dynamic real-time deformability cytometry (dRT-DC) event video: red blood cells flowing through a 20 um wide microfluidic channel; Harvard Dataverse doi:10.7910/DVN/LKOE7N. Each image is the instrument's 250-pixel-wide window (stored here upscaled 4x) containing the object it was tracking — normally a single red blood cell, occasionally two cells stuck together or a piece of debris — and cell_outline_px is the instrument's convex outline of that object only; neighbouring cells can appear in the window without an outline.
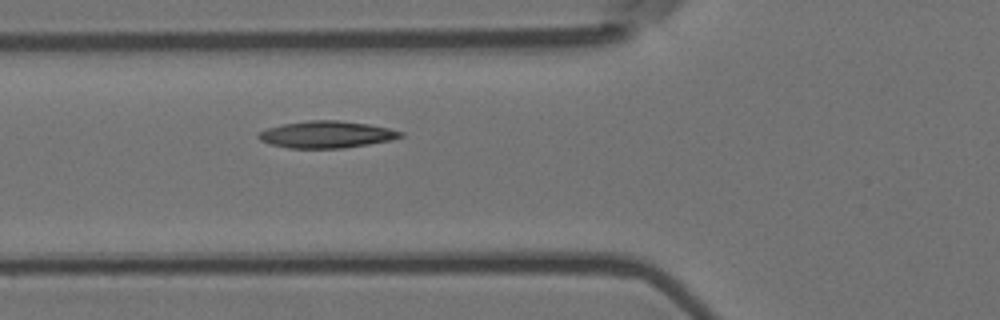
{"species": "Egyptian fruit bat (a non-hibernating species)", "species_latin": "Rousettus aegyptiacus", "temperature_condition": "room temperature", "stored_images_in_passage": 5, "camera_frame_rate_fps": 3000, "um_per_image_px": 0.085, "animal": {"sex": "female"}, "frame": {"image": 1, "passage_image": 5, "time_ms": 1.333, "image_size_px": [1000, 320], "cell_outline_px": [[404, 136], [392, 140], [344, 148], [288, 148], [272, 144], [260, 140], [256, 136], [260, 132], [268, 128], [284, 124], [308, 120], [336, 120], [368, 124], [388, 128], [404, 132]], "centroid_in_image_um": [27.78, 11.43], "position_along_channel_um": 98.0, "area_um2": 22.14}}